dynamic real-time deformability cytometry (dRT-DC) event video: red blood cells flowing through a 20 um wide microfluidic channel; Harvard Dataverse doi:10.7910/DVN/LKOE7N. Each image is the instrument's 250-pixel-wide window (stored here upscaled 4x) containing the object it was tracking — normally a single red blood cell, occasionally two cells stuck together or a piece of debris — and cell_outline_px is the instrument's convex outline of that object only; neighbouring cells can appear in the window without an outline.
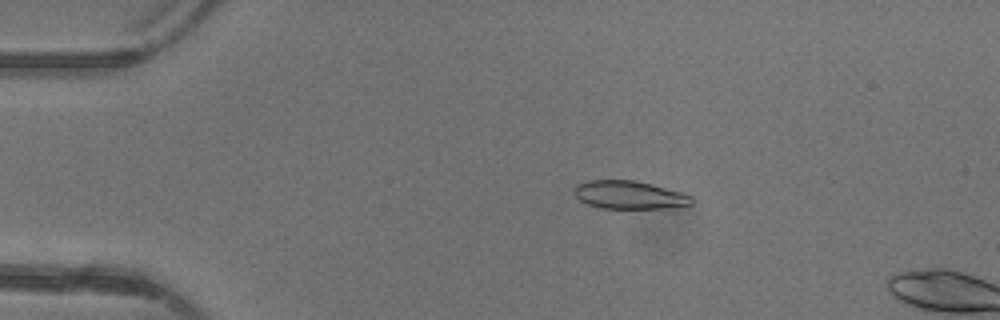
{"species": "common noctule bat (a hibernating species)", "species_latin": "Nyctalus noctula", "temperature_condition": "warm", "stored_images_in_passage": 8, "camera_frame_rate_fps": 3000, "um_per_image_px": 0.085, "animal": {"sex": "female"}, "frame": {"image": 1, "passage_image": 5, "time_ms": 1.333, "image_size_px": [1000, 320], "cell_outline_px": [[692, 204], [664, 208], [600, 208], [588, 204], [580, 200], [576, 196], [576, 184], [588, 180], [632, 180], [652, 184], [680, 192], [692, 196]], "centroid_in_image_um": [53.48, 16.56], "position_along_channel_um": 31.5, "area_um2": 18.96}}